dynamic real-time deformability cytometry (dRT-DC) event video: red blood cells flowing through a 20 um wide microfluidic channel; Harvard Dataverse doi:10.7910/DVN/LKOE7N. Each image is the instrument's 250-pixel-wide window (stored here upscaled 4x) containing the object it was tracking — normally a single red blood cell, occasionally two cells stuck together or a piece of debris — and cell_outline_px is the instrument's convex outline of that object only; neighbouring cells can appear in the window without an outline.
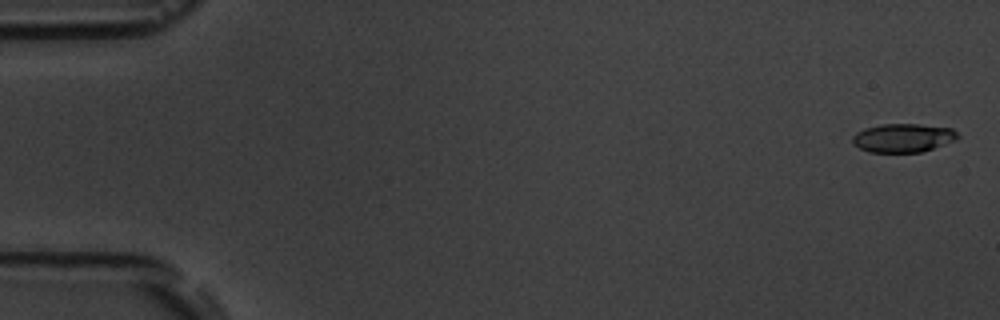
{"species": "common noctule bat (a hibernating species)", "species_latin": "Nyctalus noctula", "temperature_condition": "room temperature", "stored_images_in_passage": 8, "camera_frame_rate_fps": 3000, "um_per_image_px": 0.085, "animal": {"sex": "male", "body_mass_g": 19.5, "forearm_length_mm": 54.6}, "frame": {"image": 1, "passage_image": 1, "time_ms": 0.0, "image_size_px": [1000, 320], "cell_outline_px": [[960, 136], [956, 140], [920, 152], [868, 152], [860, 148], [852, 140], [852, 136], [856, 132], [864, 128], [884, 124], [920, 124], [952, 128]], "centroid_in_image_um": [76.76, 11.71], "position_along_channel_um": 8.2, "area_um2": 17.46}}
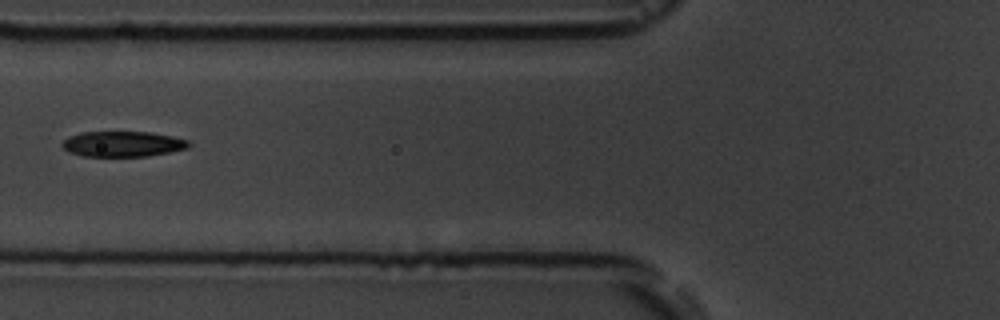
{"frame": {"image": 2, "passage_image": 7, "time_ms": 7.0, "image_size_px": [1000, 320], "cell_outline_px": [[192, 144], [188, 148], [148, 156], [84, 156], [68, 152], [60, 144], [68, 136], [84, 132], [148, 132], [172, 136], [188, 140]], "centroid_in_image_um": [10.43, 12.24], "position_along_channel_um": 115.4, "area_um2": 18.73}}
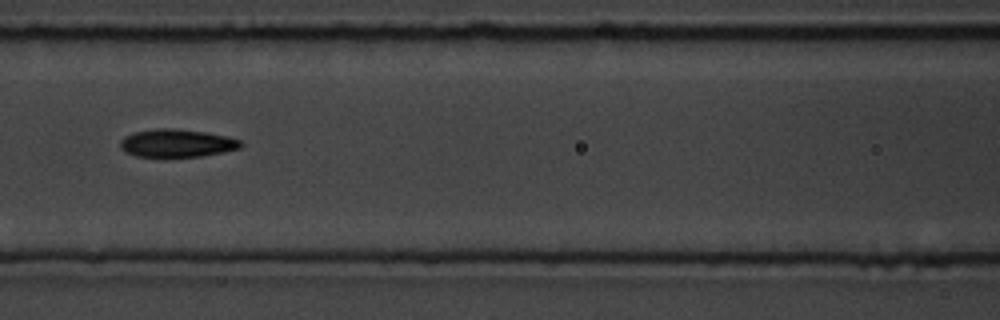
{"frame": {"image": 3, "passage_image": 8, "time_ms": 8.0, "image_size_px": [1000, 320], "cell_outline_px": [[244, 144], [240, 148], [224, 152], [200, 156], [136, 156], [124, 152], [120, 148], [120, 140], [124, 136], [132, 132], [156, 128], [176, 128], [204, 132], [228, 136], [240, 140]], "centroid_in_image_um": [15.02, 12.15], "position_along_channel_um": 151.6, "area_um2": 19.71}}